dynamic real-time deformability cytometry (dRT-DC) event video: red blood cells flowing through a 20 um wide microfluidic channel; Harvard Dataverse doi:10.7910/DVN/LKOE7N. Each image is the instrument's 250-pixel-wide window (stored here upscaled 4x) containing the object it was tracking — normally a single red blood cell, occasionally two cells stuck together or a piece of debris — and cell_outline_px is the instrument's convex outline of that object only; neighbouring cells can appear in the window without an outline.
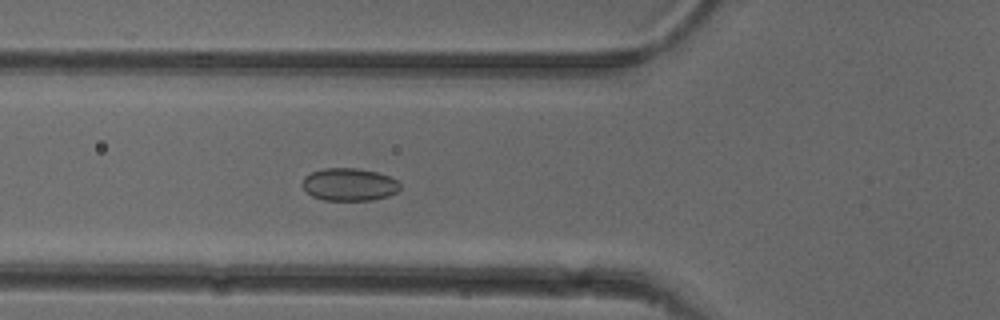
{"species": "common noctule bat (a hibernating species)", "species_latin": "Nyctalus noctula", "temperature_condition": "cold", "stored_images_in_passage": 13, "camera_frame_rate_fps": 3000, "um_per_image_px": 0.085, "animal": {"sex": "female"}, "frame": {"image": 1, "passage_image": 4, "time_ms": 1.0, "image_size_px": [1000, 320], "cell_outline_px": [[400, 188], [396, 192], [388, 196], [372, 200], [324, 200], [312, 196], [300, 184], [304, 176], [312, 172], [324, 168], [356, 168], [376, 172], [388, 176], [396, 180], [400, 184]], "centroid_in_image_um": [29.66, 15.68], "position_along_channel_um": 96.1, "area_um2": 18.55}}
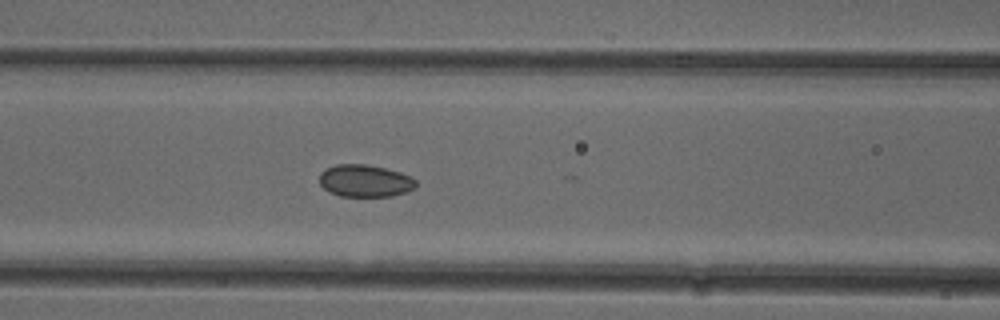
{"frame": {"image": 2, "passage_image": 7, "time_ms": 2.0, "image_size_px": [1000, 320], "cell_outline_px": [[416, 184], [412, 188], [404, 192], [392, 196], [340, 196], [328, 192], [320, 184], [320, 172], [324, 168], [336, 164], [364, 164], [384, 168], [400, 172], [416, 180]], "centroid_in_image_um": [30.96, 15.36], "position_along_channel_um": 135.6, "area_um2": 18.03}}
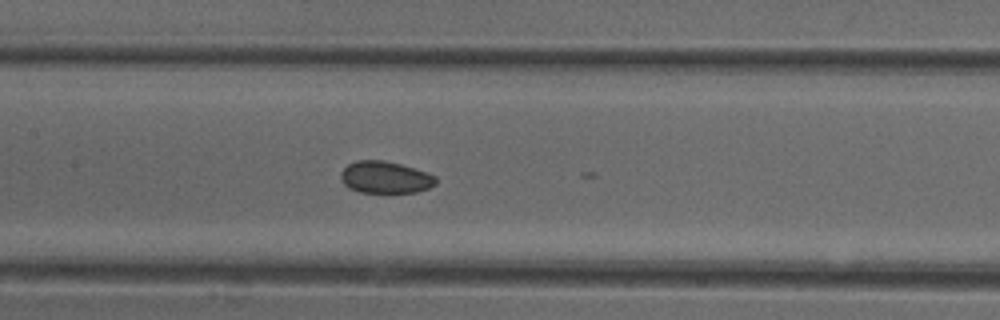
{"frame": {"image": 3, "passage_image": 10, "time_ms": 3.0, "image_size_px": [1000, 320], "cell_outline_px": [[436, 184], [428, 188], [416, 192], [360, 192], [348, 188], [340, 180], [340, 172], [348, 164], [356, 160], [384, 160], [400, 164], [436, 176]], "centroid_in_image_um": [32.7, 15.07], "position_along_channel_um": 174.7, "area_um2": 17.63}}